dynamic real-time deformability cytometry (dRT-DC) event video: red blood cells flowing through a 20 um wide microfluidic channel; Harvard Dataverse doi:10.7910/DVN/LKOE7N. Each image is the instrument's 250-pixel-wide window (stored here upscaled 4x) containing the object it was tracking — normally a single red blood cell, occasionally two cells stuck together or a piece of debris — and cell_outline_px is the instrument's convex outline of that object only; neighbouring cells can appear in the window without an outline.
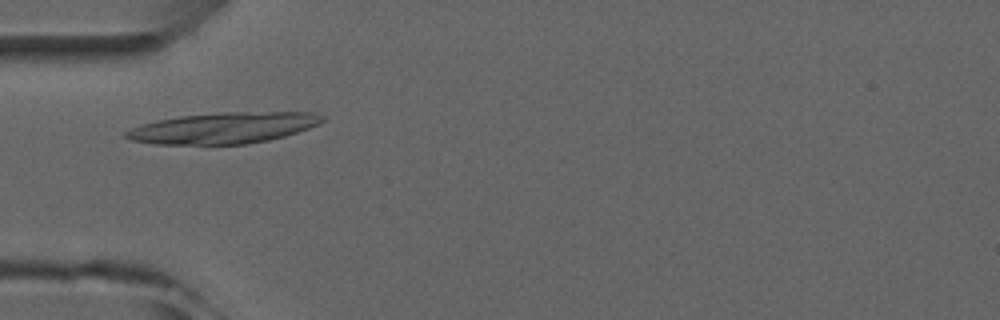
{"species": "common noctule bat (a hibernating species)", "species_latin": "Nyctalus noctula", "temperature_condition": "room temperature", "stored_images_in_passage": 4, "camera_frame_rate_fps": 3000, "um_per_image_px": 0.085, "animal": {"sex": "male", "forearm_length_mm": 52.5}, "frame": {"image": 1, "passage_image": 4, "time_ms": 3.333, "image_size_px": [1000, 320], "cell_outline_px": [[324, 120], [320, 124], [284, 136], [268, 140], [248, 144], [156, 144], [132, 140], [124, 136], [124, 132], [140, 124], [180, 116], [220, 112], [316, 112], [324, 116]], "centroid_in_image_um": [19.02, 10.87], "position_along_channel_um": 66.0, "area_um2": 35.43}}